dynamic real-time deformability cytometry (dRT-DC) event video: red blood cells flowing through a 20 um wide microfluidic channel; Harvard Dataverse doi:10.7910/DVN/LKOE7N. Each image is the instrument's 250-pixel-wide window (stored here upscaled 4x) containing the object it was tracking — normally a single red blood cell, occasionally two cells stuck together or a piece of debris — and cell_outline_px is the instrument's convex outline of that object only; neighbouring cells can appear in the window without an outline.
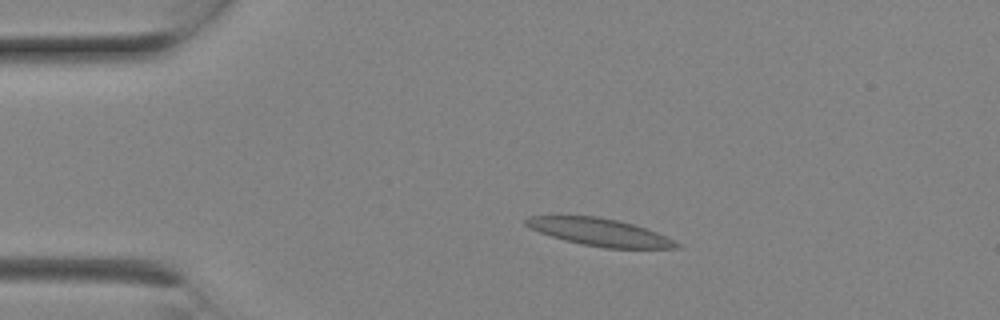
{"species": "Egyptian fruit bat (a non-hibernating species)", "species_latin": "Rousettus aegyptiacus", "temperature_condition": "room temperature", "stored_images_in_passage": 6, "camera_frame_rate_fps": 3000, "um_per_image_px": 0.085, "animal": {"sex": "female"}, "frame": {"image": 1, "passage_image": 4, "time_ms": 1.0, "image_size_px": [1000, 320], "cell_outline_px": [[680, 248], [604, 248], [564, 240], [540, 232], [524, 224], [524, 220], [528, 216], [560, 212], [596, 216], [636, 224], [656, 232], [680, 244]], "centroid_in_image_um": [50.84, 19.67], "position_along_channel_um": 34.2, "area_um2": 24.74}}